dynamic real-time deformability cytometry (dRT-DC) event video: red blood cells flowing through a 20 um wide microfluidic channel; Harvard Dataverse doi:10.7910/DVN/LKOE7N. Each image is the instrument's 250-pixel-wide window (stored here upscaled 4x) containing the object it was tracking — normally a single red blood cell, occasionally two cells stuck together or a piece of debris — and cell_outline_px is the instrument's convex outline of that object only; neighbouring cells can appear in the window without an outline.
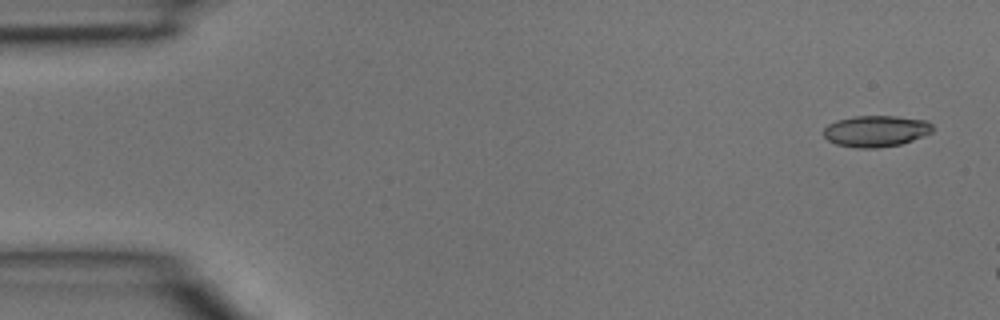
{"species": "common noctule bat (a hibernating species)", "species_latin": "Nyctalus noctula", "temperature_condition": "room temperature", "stored_images_in_passage": 3, "camera_frame_rate_fps": 3000, "um_per_image_px": 0.085, "animal": {"sex": "male", "body_mass_g": 15.6}, "frame": {"image": 1, "passage_image": 1, "time_ms": 0.0, "image_size_px": [1000, 320], "cell_outline_px": [[932, 132], [912, 140], [900, 144], [876, 148], [856, 148], [836, 144], [828, 140], [824, 136], [824, 128], [828, 124], [836, 120], [856, 116], [896, 116], [928, 120], [932, 124]], "centroid_in_image_um": [74.45, 11.14], "position_along_channel_um": 10.6, "area_um2": 19.88}}